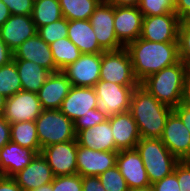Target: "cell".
<instances>
[{
    "label": "cell",
    "mask_w": 190,
    "mask_h": 191,
    "mask_svg": "<svg viewBox=\"0 0 190 191\" xmlns=\"http://www.w3.org/2000/svg\"><path fill=\"white\" fill-rule=\"evenodd\" d=\"M100 80L123 86H138L140 84L134 75L131 58L125 47L101 53Z\"/></svg>",
    "instance_id": "obj_6"
},
{
    "label": "cell",
    "mask_w": 190,
    "mask_h": 191,
    "mask_svg": "<svg viewBox=\"0 0 190 191\" xmlns=\"http://www.w3.org/2000/svg\"><path fill=\"white\" fill-rule=\"evenodd\" d=\"M101 53L81 54L62 70L72 86L94 87L100 80Z\"/></svg>",
    "instance_id": "obj_13"
},
{
    "label": "cell",
    "mask_w": 190,
    "mask_h": 191,
    "mask_svg": "<svg viewBox=\"0 0 190 191\" xmlns=\"http://www.w3.org/2000/svg\"><path fill=\"white\" fill-rule=\"evenodd\" d=\"M160 140L179 161L190 160V133L174 112L168 116Z\"/></svg>",
    "instance_id": "obj_12"
},
{
    "label": "cell",
    "mask_w": 190,
    "mask_h": 191,
    "mask_svg": "<svg viewBox=\"0 0 190 191\" xmlns=\"http://www.w3.org/2000/svg\"><path fill=\"white\" fill-rule=\"evenodd\" d=\"M75 132L79 146L99 151H116L109 120L96 124L94 127Z\"/></svg>",
    "instance_id": "obj_24"
},
{
    "label": "cell",
    "mask_w": 190,
    "mask_h": 191,
    "mask_svg": "<svg viewBox=\"0 0 190 191\" xmlns=\"http://www.w3.org/2000/svg\"><path fill=\"white\" fill-rule=\"evenodd\" d=\"M31 16L37 29L63 18L59 0H34Z\"/></svg>",
    "instance_id": "obj_28"
},
{
    "label": "cell",
    "mask_w": 190,
    "mask_h": 191,
    "mask_svg": "<svg viewBox=\"0 0 190 191\" xmlns=\"http://www.w3.org/2000/svg\"><path fill=\"white\" fill-rule=\"evenodd\" d=\"M32 191H52V183L42 185L39 188Z\"/></svg>",
    "instance_id": "obj_51"
},
{
    "label": "cell",
    "mask_w": 190,
    "mask_h": 191,
    "mask_svg": "<svg viewBox=\"0 0 190 191\" xmlns=\"http://www.w3.org/2000/svg\"><path fill=\"white\" fill-rule=\"evenodd\" d=\"M38 32L32 16L11 15L0 27V38L14 52L27 39Z\"/></svg>",
    "instance_id": "obj_17"
},
{
    "label": "cell",
    "mask_w": 190,
    "mask_h": 191,
    "mask_svg": "<svg viewBox=\"0 0 190 191\" xmlns=\"http://www.w3.org/2000/svg\"><path fill=\"white\" fill-rule=\"evenodd\" d=\"M68 23L69 21L63 17L53 23L39 27L37 34L50 45L68 36Z\"/></svg>",
    "instance_id": "obj_32"
},
{
    "label": "cell",
    "mask_w": 190,
    "mask_h": 191,
    "mask_svg": "<svg viewBox=\"0 0 190 191\" xmlns=\"http://www.w3.org/2000/svg\"><path fill=\"white\" fill-rule=\"evenodd\" d=\"M77 141L52 144L42 148L41 154L51 167L54 176L77 174Z\"/></svg>",
    "instance_id": "obj_11"
},
{
    "label": "cell",
    "mask_w": 190,
    "mask_h": 191,
    "mask_svg": "<svg viewBox=\"0 0 190 191\" xmlns=\"http://www.w3.org/2000/svg\"><path fill=\"white\" fill-rule=\"evenodd\" d=\"M141 138H160L173 109L158 101L141 84L134 88L130 109Z\"/></svg>",
    "instance_id": "obj_2"
},
{
    "label": "cell",
    "mask_w": 190,
    "mask_h": 191,
    "mask_svg": "<svg viewBox=\"0 0 190 191\" xmlns=\"http://www.w3.org/2000/svg\"><path fill=\"white\" fill-rule=\"evenodd\" d=\"M42 110L37 93L20 90L7 98L2 116L10 124L14 122L35 121Z\"/></svg>",
    "instance_id": "obj_10"
},
{
    "label": "cell",
    "mask_w": 190,
    "mask_h": 191,
    "mask_svg": "<svg viewBox=\"0 0 190 191\" xmlns=\"http://www.w3.org/2000/svg\"><path fill=\"white\" fill-rule=\"evenodd\" d=\"M137 86H123L99 80L95 86L97 109L107 117L129 111L131 96Z\"/></svg>",
    "instance_id": "obj_7"
},
{
    "label": "cell",
    "mask_w": 190,
    "mask_h": 191,
    "mask_svg": "<svg viewBox=\"0 0 190 191\" xmlns=\"http://www.w3.org/2000/svg\"><path fill=\"white\" fill-rule=\"evenodd\" d=\"M154 191H180L177 176L174 172L152 184Z\"/></svg>",
    "instance_id": "obj_40"
},
{
    "label": "cell",
    "mask_w": 190,
    "mask_h": 191,
    "mask_svg": "<svg viewBox=\"0 0 190 191\" xmlns=\"http://www.w3.org/2000/svg\"><path fill=\"white\" fill-rule=\"evenodd\" d=\"M117 167L129 189L151 185L140 154L134 149L118 151Z\"/></svg>",
    "instance_id": "obj_16"
},
{
    "label": "cell",
    "mask_w": 190,
    "mask_h": 191,
    "mask_svg": "<svg viewBox=\"0 0 190 191\" xmlns=\"http://www.w3.org/2000/svg\"><path fill=\"white\" fill-rule=\"evenodd\" d=\"M8 7L0 0V27L10 18Z\"/></svg>",
    "instance_id": "obj_49"
},
{
    "label": "cell",
    "mask_w": 190,
    "mask_h": 191,
    "mask_svg": "<svg viewBox=\"0 0 190 191\" xmlns=\"http://www.w3.org/2000/svg\"><path fill=\"white\" fill-rule=\"evenodd\" d=\"M13 60V52L0 38V67Z\"/></svg>",
    "instance_id": "obj_46"
},
{
    "label": "cell",
    "mask_w": 190,
    "mask_h": 191,
    "mask_svg": "<svg viewBox=\"0 0 190 191\" xmlns=\"http://www.w3.org/2000/svg\"><path fill=\"white\" fill-rule=\"evenodd\" d=\"M54 174L45 157L38 153L32 161L13 176L23 191H32L42 185L52 183Z\"/></svg>",
    "instance_id": "obj_18"
},
{
    "label": "cell",
    "mask_w": 190,
    "mask_h": 191,
    "mask_svg": "<svg viewBox=\"0 0 190 191\" xmlns=\"http://www.w3.org/2000/svg\"><path fill=\"white\" fill-rule=\"evenodd\" d=\"M35 125L41 149L76 140L74 122L59 109H43L35 120Z\"/></svg>",
    "instance_id": "obj_5"
},
{
    "label": "cell",
    "mask_w": 190,
    "mask_h": 191,
    "mask_svg": "<svg viewBox=\"0 0 190 191\" xmlns=\"http://www.w3.org/2000/svg\"><path fill=\"white\" fill-rule=\"evenodd\" d=\"M68 39L80 50L81 54L103 53L96 34L88 20H72L68 23Z\"/></svg>",
    "instance_id": "obj_25"
},
{
    "label": "cell",
    "mask_w": 190,
    "mask_h": 191,
    "mask_svg": "<svg viewBox=\"0 0 190 191\" xmlns=\"http://www.w3.org/2000/svg\"><path fill=\"white\" fill-rule=\"evenodd\" d=\"M9 9L11 15L31 16L34 0H1Z\"/></svg>",
    "instance_id": "obj_39"
},
{
    "label": "cell",
    "mask_w": 190,
    "mask_h": 191,
    "mask_svg": "<svg viewBox=\"0 0 190 191\" xmlns=\"http://www.w3.org/2000/svg\"><path fill=\"white\" fill-rule=\"evenodd\" d=\"M116 151L92 150L77 145V174L83 176H99L109 168L116 166Z\"/></svg>",
    "instance_id": "obj_15"
},
{
    "label": "cell",
    "mask_w": 190,
    "mask_h": 191,
    "mask_svg": "<svg viewBox=\"0 0 190 191\" xmlns=\"http://www.w3.org/2000/svg\"><path fill=\"white\" fill-rule=\"evenodd\" d=\"M125 48L129 52L134 75L140 83L149 75L179 61L178 43L152 42L139 37Z\"/></svg>",
    "instance_id": "obj_1"
},
{
    "label": "cell",
    "mask_w": 190,
    "mask_h": 191,
    "mask_svg": "<svg viewBox=\"0 0 190 191\" xmlns=\"http://www.w3.org/2000/svg\"><path fill=\"white\" fill-rule=\"evenodd\" d=\"M11 141L10 123L0 115V149Z\"/></svg>",
    "instance_id": "obj_42"
},
{
    "label": "cell",
    "mask_w": 190,
    "mask_h": 191,
    "mask_svg": "<svg viewBox=\"0 0 190 191\" xmlns=\"http://www.w3.org/2000/svg\"><path fill=\"white\" fill-rule=\"evenodd\" d=\"M108 120V117L97 108L91 109L90 113H87L74 121L75 131H81L87 128L94 127L96 124H100Z\"/></svg>",
    "instance_id": "obj_37"
},
{
    "label": "cell",
    "mask_w": 190,
    "mask_h": 191,
    "mask_svg": "<svg viewBox=\"0 0 190 191\" xmlns=\"http://www.w3.org/2000/svg\"><path fill=\"white\" fill-rule=\"evenodd\" d=\"M143 14L137 6H114V29L119 42L126 47L142 31Z\"/></svg>",
    "instance_id": "obj_14"
},
{
    "label": "cell",
    "mask_w": 190,
    "mask_h": 191,
    "mask_svg": "<svg viewBox=\"0 0 190 191\" xmlns=\"http://www.w3.org/2000/svg\"><path fill=\"white\" fill-rule=\"evenodd\" d=\"M135 148L141 156L151 185L170 175L179 162L160 138H141Z\"/></svg>",
    "instance_id": "obj_4"
},
{
    "label": "cell",
    "mask_w": 190,
    "mask_h": 191,
    "mask_svg": "<svg viewBox=\"0 0 190 191\" xmlns=\"http://www.w3.org/2000/svg\"><path fill=\"white\" fill-rule=\"evenodd\" d=\"M13 59L35 62L51 73L58 72L49 44L38 34L23 42L17 50L13 52Z\"/></svg>",
    "instance_id": "obj_21"
},
{
    "label": "cell",
    "mask_w": 190,
    "mask_h": 191,
    "mask_svg": "<svg viewBox=\"0 0 190 191\" xmlns=\"http://www.w3.org/2000/svg\"><path fill=\"white\" fill-rule=\"evenodd\" d=\"M7 98L0 94V115L3 114Z\"/></svg>",
    "instance_id": "obj_50"
},
{
    "label": "cell",
    "mask_w": 190,
    "mask_h": 191,
    "mask_svg": "<svg viewBox=\"0 0 190 191\" xmlns=\"http://www.w3.org/2000/svg\"><path fill=\"white\" fill-rule=\"evenodd\" d=\"M52 191H82V177L78 174L56 176L52 182Z\"/></svg>",
    "instance_id": "obj_36"
},
{
    "label": "cell",
    "mask_w": 190,
    "mask_h": 191,
    "mask_svg": "<svg viewBox=\"0 0 190 191\" xmlns=\"http://www.w3.org/2000/svg\"><path fill=\"white\" fill-rule=\"evenodd\" d=\"M178 55L190 69V18L181 21L178 31Z\"/></svg>",
    "instance_id": "obj_35"
},
{
    "label": "cell",
    "mask_w": 190,
    "mask_h": 191,
    "mask_svg": "<svg viewBox=\"0 0 190 191\" xmlns=\"http://www.w3.org/2000/svg\"><path fill=\"white\" fill-rule=\"evenodd\" d=\"M138 7L143 17L175 13L174 0H140Z\"/></svg>",
    "instance_id": "obj_33"
},
{
    "label": "cell",
    "mask_w": 190,
    "mask_h": 191,
    "mask_svg": "<svg viewBox=\"0 0 190 191\" xmlns=\"http://www.w3.org/2000/svg\"><path fill=\"white\" fill-rule=\"evenodd\" d=\"M21 80L22 90L37 93L51 72L35 62L13 59Z\"/></svg>",
    "instance_id": "obj_26"
},
{
    "label": "cell",
    "mask_w": 190,
    "mask_h": 191,
    "mask_svg": "<svg viewBox=\"0 0 190 191\" xmlns=\"http://www.w3.org/2000/svg\"><path fill=\"white\" fill-rule=\"evenodd\" d=\"M114 6H139L140 0H106Z\"/></svg>",
    "instance_id": "obj_48"
},
{
    "label": "cell",
    "mask_w": 190,
    "mask_h": 191,
    "mask_svg": "<svg viewBox=\"0 0 190 191\" xmlns=\"http://www.w3.org/2000/svg\"><path fill=\"white\" fill-rule=\"evenodd\" d=\"M97 95L94 87L72 86L64 98L60 111L73 122L97 108Z\"/></svg>",
    "instance_id": "obj_19"
},
{
    "label": "cell",
    "mask_w": 190,
    "mask_h": 191,
    "mask_svg": "<svg viewBox=\"0 0 190 191\" xmlns=\"http://www.w3.org/2000/svg\"><path fill=\"white\" fill-rule=\"evenodd\" d=\"M82 191H106L98 176H83Z\"/></svg>",
    "instance_id": "obj_41"
},
{
    "label": "cell",
    "mask_w": 190,
    "mask_h": 191,
    "mask_svg": "<svg viewBox=\"0 0 190 191\" xmlns=\"http://www.w3.org/2000/svg\"><path fill=\"white\" fill-rule=\"evenodd\" d=\"M101 0H59L63 17L68 21L88 20Z\"/></svg>",
    "instance_id": "obj_29"
},
{
    "label": "cell",
    "mask_w": 190,
    "mask_h": 191,
    "mask_svg": "<svg viewBox=\"0 0 190 191\" xmlns=\"http://www.w3.org/2000/svg\"><path fill=\"white\" fill-rule=\"evenodd\" d=\"M11 127V142L21 147L30 148L37 154L42 149L39 143L35 121L14 122Z\"/></svg>",
    "instance_id": "obj_27"
},
{
    "label": "cell",
    "mask_w": 190,
    "mask_h": 191,
    "mask_svg": "<svg viewBox=\"0 0 190 191\" xmlns=\"http://www.w3.org/2000/svg\"><path fill=\"white\" fill-rule=\"evenodd\" d=\"M173 172L177 176L180 191H190V160L179 161Z\"/></svg>",
    "instance_id": "obj_38"
},
{
    "label": "cell",
    "mask_w": 190,
    "mask_h": 191,
    "mask_svg": "<svg viewBox=\"0 0 190 191\" xmlns=\"http://www.w3.org/2000/svg\"><path fill=\"white\" fill-rule=\"evenodd\" d=\"M49 46L58 71H62L68 65L74 63L81 55L80 50L68 37L57 40Z\"/></svg>",
    "instance_id": "obj_30"
},
{
    "label": "cell",
    "mask_w": 190,
    "mask_h": 191,
    "mask_svg": "<svg viewBox=\"0 0 190 191\" xmlns=\"http://www.w3.org/2000/svg\"><path fill=\"white\" fill-rule=\"evenodd\" d=\"M20 90H22L21 80L15 61L12 60L0 67V94L8 98Z\"/></svg>",
    "instance_id": "obj_31"
},
{
    "label": "cell",
    "mask_w": 190,
    "mask_h": 191,
    "mask_svg": "<svg viewBox=\"0 0 190 191\" xmlns=\"http://www.w3.org/2000/svg\"><path fill=\"white\" fill-rule=\"evenodd\" d=\"M89 21L96 34L98 44L104 51H116L124 48L116 37L113 4L101 1Z\"/></svg>",
    "instance_id": "obj_8"
},
{
    "label": "cell",
    "mask_w": 190,
    "mask_h": 191,
    "mask_svg": "<svg viewBox=\"0 0 190 191\" xmlns=\"http://www.w3.org/2000/svg\"><path fill=\"white\" fill-rule=\"evenodd\" d=\"M98 178L106 191H129L117 165L101 173Z\"/></svg>",
    "instance_id": "obj_34"
},
{
    "label": "cell",
    "mask_w": 190,
    "mask_h": 191,
    "mask_svg": "<svg viewBox=\"0 0 190 191\" xmlns=\"http://www.w3.org/2000/svg\"><path fill=\"white\" fill-rule=\"evenodd\" d=\"M116 152L134 149L141 139L138 126L129 111L108 117Z\"/></svg>",
    "instance_id": "obj_20"
},
{
    "label": "cell",
    "mask_w": 190,
    "mask_h": 191,
    "mask_svg": "<svg viewBox=\"0 0 190 191\" xmlns=\"http://www.w3.org/2000/svg\"><path fill=\"white\" fill-rule=\"evenodd\" d=\"M173 112L181 119L190 133V107L180 103L173 109Z\"/></svg>",
    "instance_id": "obj_44"
},
{
    "label": "cell",
    "mask_w": 190,
    "mask_h": 191,
    "mask_svg": "<svg viewBox=\"0 0 190 191\" xmlns=\"http://www.w3.org/2000/svg\"><path fill=\"white\" fill-rule=\"evenodd\" d=\"M30 148L21 147L13 142H8L0 149V175L13 177L23 170L36 156Z\"/></svg>",
    "instance_id": "obj_23"
},
{
    "label": "cell",
    "mask_w": 190,
    "mask_h": 191,
    "mask_svg": "<svg viewBox=\"0 0 190 191\" xmlns=\"http://www.w3.org/2000/svg\"><path fill=\"white\" fill-rule=\"evenodd\" d=\"M190 69L179 60L174 65L149 75L140 84L158 101L172 109L182 103L184 82Z\"/></svg>",
    "instance_id": "obj_3"
},
{
    "label": "cell",
    "mask_w": 190,
    "mask_h": 191,
    "mask_svg": "<svg viewBox=\"0 0 190 191\" xmlns=\"http://www.w3.org/2000/svg\"><path fill=\"white\" fill-rule=\"evenodd\" d=\"M175 1V13L184 20L190 18V0H174Z\"/></svg>",
    "instance_id": "obj_43"
},
{
    "label": "cell",
    "mask_w": 190,
    "mask_h": 191,
    "mask_svg": "<svg viewBox=\"0 0 190 191\" xmlns=\"http://www.w3.org/2000/svg\"><path fill=\"white\" fill-rule=\"evenodd\" d=\"M0 191H23L13 177L0 175Z\"/></svg>",
    "instance_id": "obj_45"
},
{
    "label": "cell",
    "mask_w": 190,
    "mask_h": 191,
    "mask_svg": "<svg viewBox=\"0 0 190 191\" xmlns=\"http://www.w3.org/2000/svg\"><path fill=\"white\" fill-rule=\"evenodd\" d=\"M181 20L176 13L145 16L142 20L140 38L160 43H178Z\"/></svg>",
    "instance_id": "obj_9"
},
{
    "label": "cell",
    "mask_w": 190,
    "mask_h": 191,
    "mask_svg": "<svg viewBox=\"0 0 190 191\" xmlns=\"http://www.w3.org/2000/svg\"><path fill=\"white\" fill-rule=\"evenodd\" d=\"M182 104L190 107V72L185 78Z\"/></svg>",
    "instance_id": "obj_47"
},
{
    "label": "cell",
    "mask_w": 190,
    "mask_h": 191,
    "mask_svg": "<svg viewBox=\"0 0 190 191\" xmlns=\"http://www.w3.org/2000/svg\"><path fill=\"white\" fill-rule=\"evenodd\" d=\"M72 84L62 71L53 72L37 92L42 109H60Z\"/></svg>",
    "instance_id": "obj_22"
},
{
    "label": "cell",
    "mask_w": 190,
    "mask_h": 191,
    "mask_svg": "<svg viewBox=\"0 0 190 191\" xmlns=\"http://www.w3.org/2000/svg\"><path fill=\"white\" fill-rule=\"evenodd\" d=\"M129 191H154L152 185L142 187V188H134V189H129Z\"/></svg>",
    "instance_id": "obj_52"
}]
</instances>
